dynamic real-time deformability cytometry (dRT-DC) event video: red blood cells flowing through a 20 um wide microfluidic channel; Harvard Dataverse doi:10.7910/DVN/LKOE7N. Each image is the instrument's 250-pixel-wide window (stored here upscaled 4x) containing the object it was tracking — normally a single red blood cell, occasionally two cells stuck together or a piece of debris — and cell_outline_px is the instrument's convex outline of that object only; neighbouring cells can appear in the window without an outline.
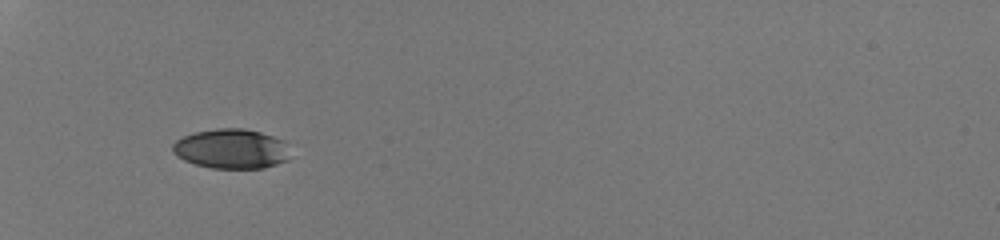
{"species": "human", "species_latin": "Homo sapiens", "temperature_condition": "room temperature", "stored_images_in_passage": 32, "camera_frame_rate_fps": 3000, "um_per_image_px": 0.085, "donor": {"sex": "male"}, "frame": {"image": 1, "passage_image": 1, "time_ms": 0.0, "image_size_px": [1000, 240], "cell_outline_px": [[288, 160], [264, 168], [212, 168], [196, 164], [184, 160], [176, 156], [172, 152], [172, 144], [176, 140], [192, 132], [216, 128], [244, 128], [260, 132], [284, 140]], "centroid_in_image_um": [19.61, 12.64], "position_along_channel_um": 65.4, "area_um2": 27.17}}
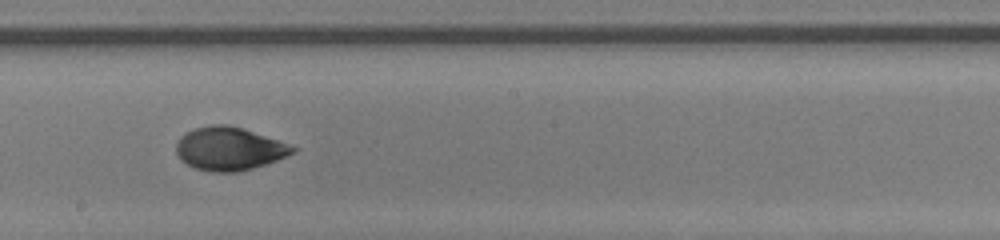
{"frame": {"image": 2, "passage_image": 14, "time_ms": 4.333, "image_size_px": [1000, 240], "cell_outline_px": [[300, 148], [296, 152], [276, 160], [252, 168], [236, 172], [212, 172], [196, 168], [180, 160], [176, 152], [176, 144], [180, 136], [196, 128], [212, 124], [228, 124]], "centroid_in_image_um": [19.46, 12.65], "position_along_channel_um": 228.7, "area_um2": 28.96}}
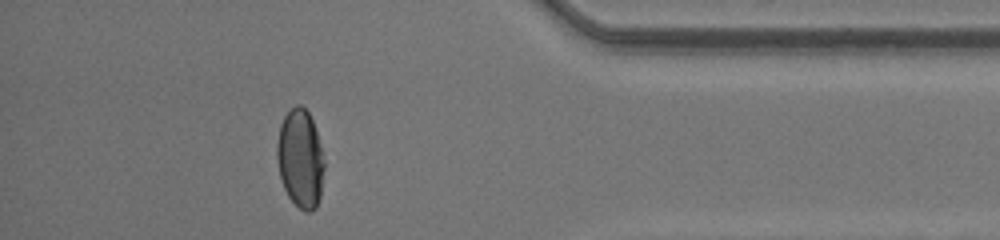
{"frame": {"image": 3, "passage_image": 28, "time_ms": 9.0, "image_size_px": [1000, 240], "cell_outline_px": [[324, 168], [320, 196], [316, 208], [312, 212], [304, 212], [288, 196], [284, 188], [280, 176], [276, 156], [276, 144], [280, 124], [284, 116], [296, 104], [300, 104], [308, 112], [312, 120], [316, 132], [324, 160]], "centroid_in_image_um": [25.51, 13.49], "position_along_channel_um": 409.7, "area_um2": 27.05}, "authors_computed_cell_mechanics": {"area_um2": 28.5532, "velocity_mm_per_s": 4.272, "shape_relaxation_time_tau1_ms": 4.3375, "shape_relaxation_time_tau2_ms": 0.6982, "deformation_change_tau1": 0.1739, "deformation_change_tau2": 0.0439}}